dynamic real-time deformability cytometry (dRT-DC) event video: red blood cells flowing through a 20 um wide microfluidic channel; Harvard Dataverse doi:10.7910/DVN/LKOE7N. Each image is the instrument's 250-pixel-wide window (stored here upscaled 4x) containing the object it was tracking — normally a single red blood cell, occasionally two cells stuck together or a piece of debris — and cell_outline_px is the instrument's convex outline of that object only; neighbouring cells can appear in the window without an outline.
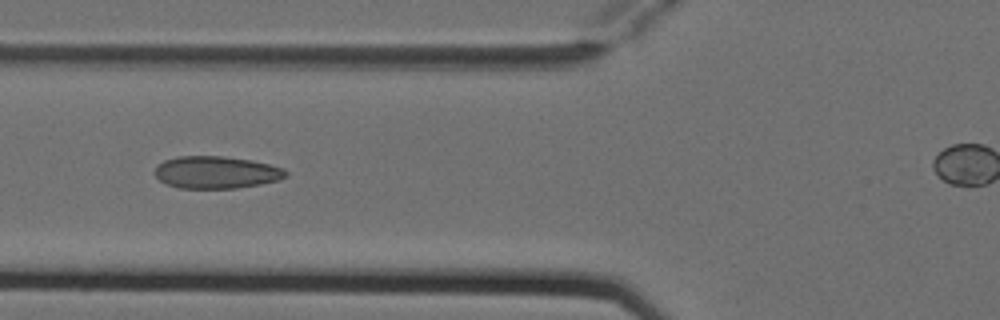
{"species": "Egyptian fruit bat (a non-hibernating species)", "species_latin": "Rousettus aegyptiacus", "temperature_condition": "cold", "stored_images_in_passage": 7, "camera_frame_rate_fps": 3000, "um_per_image_px": 0.085, "animal": {"sex": "female"}, "frame": {"image": 1, "passage_image": 4, "time_ms": 1.0, "image_size_px": [1000, 320], "cell_outline_px": [[288, 176], [280, 180], [260, 184], [236, 188], [180, 188], [168, 184], [160, 180], [152, 172], [164, 160], [176, 156], [220, 156], [252, 160], [284, 168], [288, 172]], "centroid_in_image_um": [18.4, 14.64], "position_along_channel_um": 107.4, "area_um2": 24.68}}
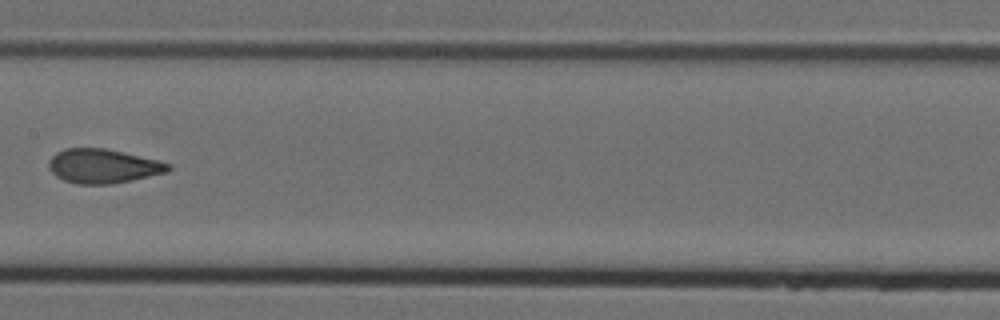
{"frame": {"image": 2, "passage_image": 6, "time_ms": 1.667, "image_size_px": [1000, 320], "cell_outline_px": [[172, 168], [168, 172], [132, 180], [112, 184], [76, 184], [64, 180], [56, 176], [48, 168], [48, 160], [56, 152], [64, 148], [104, 148], [156, 160], [168, 164]], "centroid_in_image_um": [8.71, 14.12], "position_along_channel_um": 198.7, "area_um2": 23.7}}
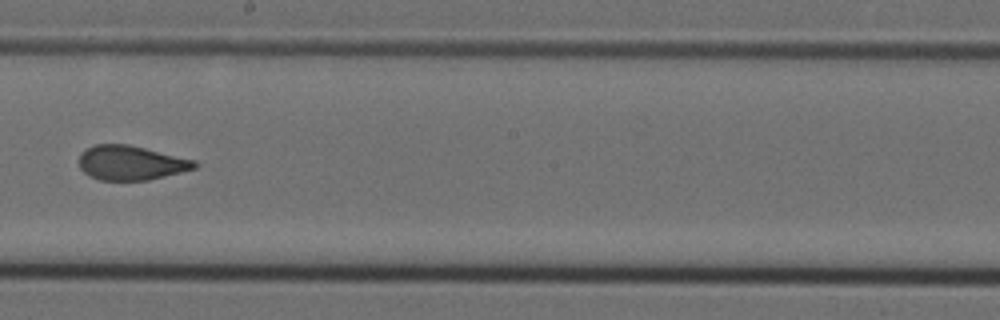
{"frame": {"image": 3, "passage_image": 7, "time_ms": 2.0, "image_size_px": [1000, 320], "cell_outline_px": [[200, 164], [196, 168], [148, 180], [100, 180], [84, 172], [80, 168], [80, 152], [96, 144], [128, 144], [196, 160]], "centroid_in_image_um": [11.15, 13.83], "position_along_channel_um": 237.0, "area_um2": 23.06}}